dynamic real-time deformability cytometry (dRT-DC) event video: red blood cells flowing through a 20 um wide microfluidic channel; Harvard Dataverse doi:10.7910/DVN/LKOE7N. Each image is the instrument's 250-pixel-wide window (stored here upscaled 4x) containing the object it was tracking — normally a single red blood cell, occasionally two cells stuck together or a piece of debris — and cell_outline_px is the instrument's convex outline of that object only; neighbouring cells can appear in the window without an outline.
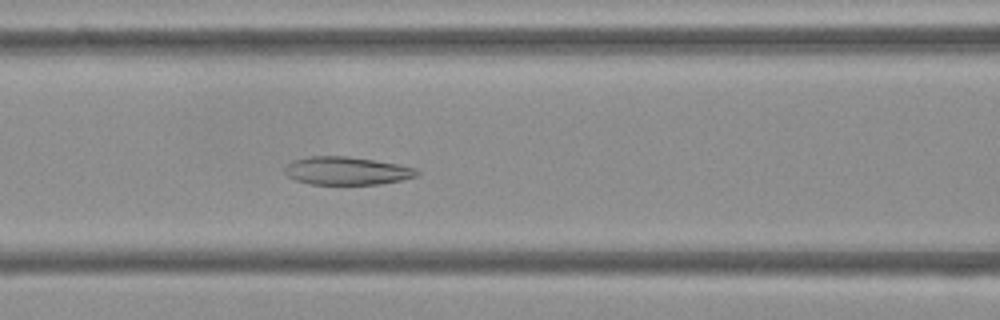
{"species": "Egyptian fruit bat (a non-hibernating species)", "species_latin": "Rousettus aegyptiacus", "temperature_condition": "cold", "stored_images_in_passage": 54, "camera_frame_rate_fps": 3000, "um_per_image_px": 0.085, "frame": {"image": 1, "passage_image": 23, "time_ms": 7.333, "image_size_px": [1000, 320], "cell_outline_px": [[420, 172], [416, 176], [400, 180], [380, 184], [308, 184], [296, 180], [288, 176], [284, 172], [284, 168], [292, 160], [308, 156], [348, 156], [400, 164], [416, 168]], "centroid_in_image_um": [29.46, 14.51], "position_along_channel_um": 137.1, "area_um2": 21.68}}
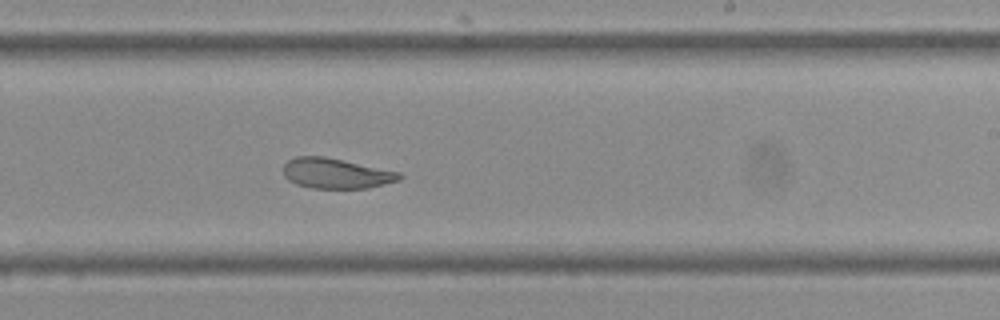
{"frame": {"image": 2, "passage_image": 33, "time_ms": 10.667, "image_size_px": [1000, 320], "cell_outline_px": [[404, 176], [400, 180], [368, 188], [312, 188], [296, 184], [288, 180], [284, 176], [284, 164], [288, 160], [296, 156], [324, 156], [400, 172]], "centroid_in_image_um": [28.56, 14.74], "position_along_channel_um": 260.4, "area_um2": 20.46}}
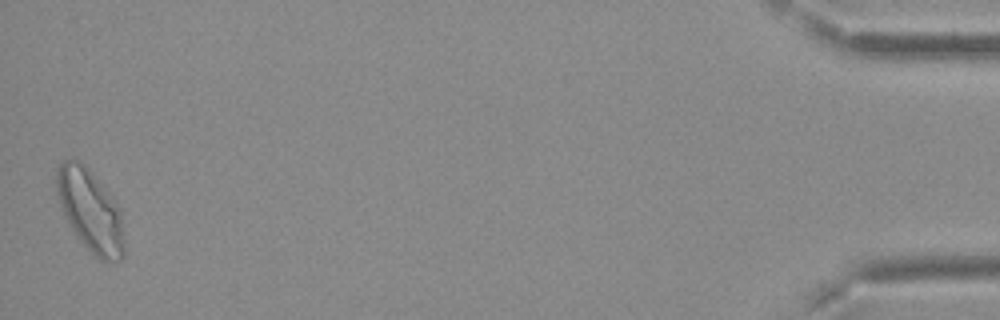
{"frame": {"image": 3, "passage_image": 54, "time_ms": 17.667, "image_size_px": [1000, 320], "cell_outline_px": [[124, 252], [120, 260], [108, 264], [100, 260], [80, 240], [64, 216], [60, 208], [56, 192], [56, 168], [64, 160], [76, 160], [104, 188], [120, 208], [124, 240]], "centroid_in_image_um": [7.67, 17.97], "position_along_channel_um": 427.5, "area_um2": 31.73}, "authors_computed_cell_mechanics": {"area_um2": 24.9696, "velocity_mm_per_s": 3.7043, "shape_relaxation_time_tau1_ms": null, "shape_relaxation_time_tau2_ms": 2.3656, "deformation_change_tau1": null, "deformation_change_tau2": 0.0633}}